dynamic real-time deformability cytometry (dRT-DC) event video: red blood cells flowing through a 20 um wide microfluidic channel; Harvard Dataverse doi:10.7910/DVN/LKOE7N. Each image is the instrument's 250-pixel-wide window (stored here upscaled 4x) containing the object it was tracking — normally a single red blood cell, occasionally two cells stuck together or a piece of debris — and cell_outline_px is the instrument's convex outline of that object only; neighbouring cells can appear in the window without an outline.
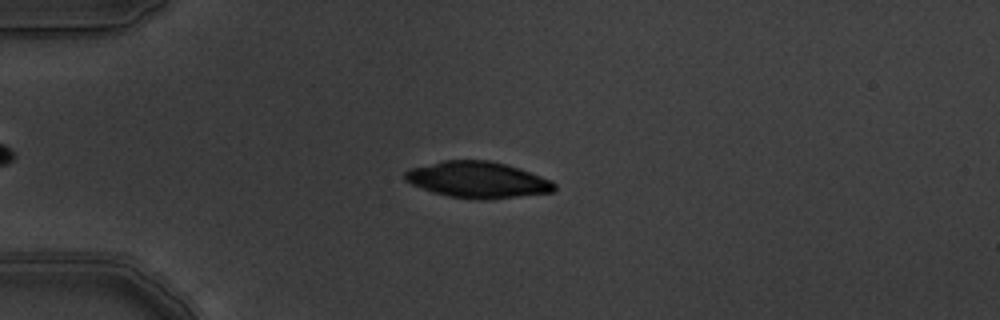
{"species": "common noctule bat (a hibernating species)", "species_latin": "Nyctalus noctula", "temperature_condition": "warm", "stored_images_in_passage": 6, "camera_frame_rate_fps": 3000, "um_per_image_px": 0.085, "animal": {"sex": "male", "body_mass_g": 19.5, "forearm_length_mm": 54.6}, "frame": {"image": 1, "passage_image": 5, "time_ms": 1.333, "image_size_px": [1000, 320], "cell_outline_px": [[556, 188], [552, 192], [492, 200], [476, 200], [448, 196], [432, 192], [412, 184], [404, 180], [404, 172], [408, 168], [444, 160], [488, 160], [520, 168], [552, 180], [556, 184]], "centroid_in_image_um": [40.6, 15.29], "position_along_channel_um": 44.4, "area_um2": 31.91}}